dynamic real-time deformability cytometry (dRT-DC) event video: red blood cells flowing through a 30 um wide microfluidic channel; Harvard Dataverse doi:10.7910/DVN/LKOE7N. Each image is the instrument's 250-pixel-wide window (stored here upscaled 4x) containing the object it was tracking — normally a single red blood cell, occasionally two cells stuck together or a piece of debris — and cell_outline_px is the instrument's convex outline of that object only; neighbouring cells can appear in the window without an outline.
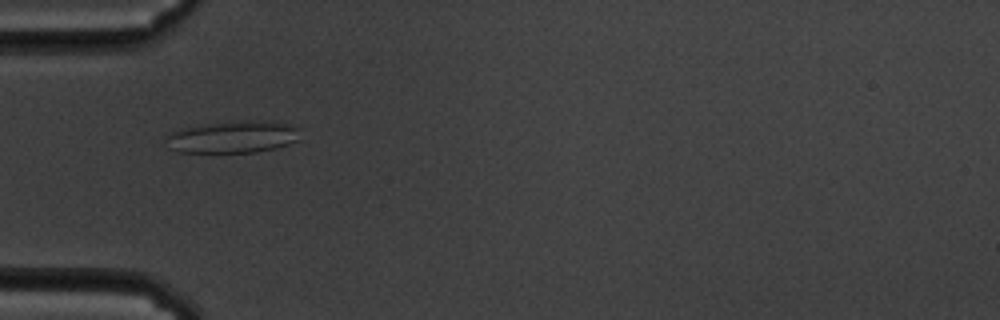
{"species": "common noctule bat (a hibernating species)", "species_latin": "Nyctalus noctula", "temperature_condition": "cold", "stored_images_in_passage": 57, "camera_frame_rate_fps": 3000, "um_per_image_px": 0.085, "animal": {"sex": "male", "body_mass_g": 19.5, "forearm_length_mm": 54.6}, "frame": {"image": 1, "passage_image": 18, "time_ms": 5.667, "image_size_px": [1000, 320], "cell_outline_px": [[300, 128], [296, 140], [288, 144], [276, 148], [256, 152], [176, 152], [168, 148], [164, 136], [180, 128], [208, 124], [244, 120], [272, 120], [288, 124]], "centroid_in_image_um": [19.77, 11.63], "position_along_channel_um": 65.2, "area_um2": 25.26}}
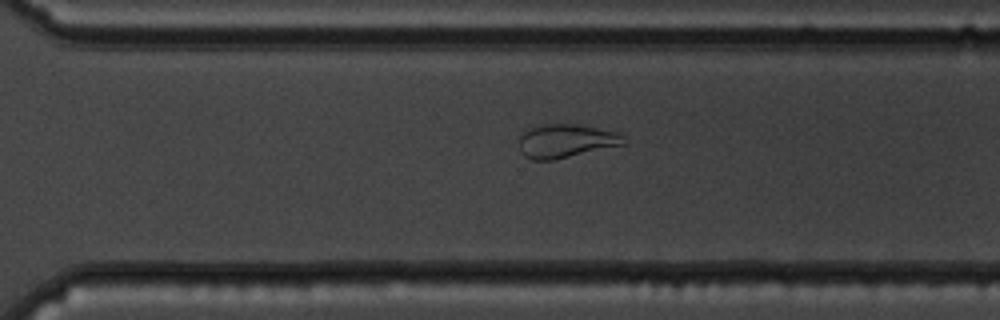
{"frame": {"image": 2, "passage_image": 40, "time_ms": 13.0, "image_size_px": [1000, 320], "cell_outline_px": [[628, 144], [552, 160], [532, 160], [524, 156], [520, 152], [520, 136], [524, 132], [532, 128], [544, 124], [576, 124], [620, 132], [624, 136]], "centroid_in_image_um": [48.16, 11.98], "position_along_channel_um": 322.4, "area_um2": 20.58}}
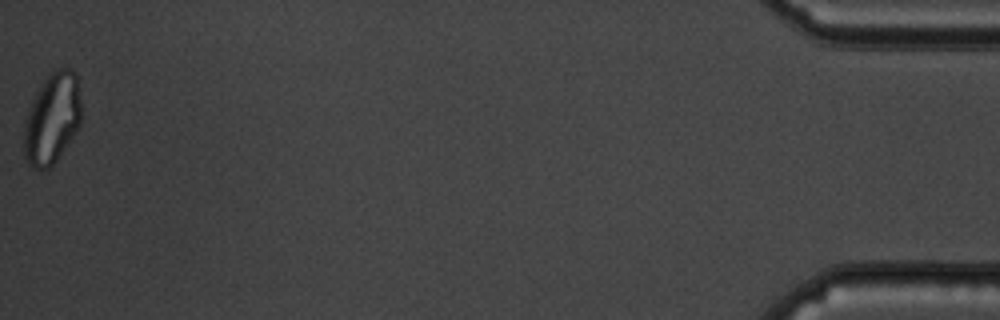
{"frame": {"image": 3, "passage_image": 57, "time_ms": 18.667, "image_size_px": [1000, 320], "cell_outline_px": [[80, 124], [76, 132], [56, 160], [48, 168], [36, 168], [28, 164], [24, 156], [24, 124], [32, 100], [40, 84], [48, 72], [52, 68], [68, 68], [76, 72], [80, 100]], "centroid_in_image_um": [4.42, 10.02], "position_along_channel_um": 430.8, "area_um2": 30.35}, "authors_computed_cell_mechanics": {"area_um2": 26.9926, "velocity_mm_per_s": 3.5278, "shape_relaxation_time_tau1_ms": null, "shape_relaxation_time_tau2_ms": 2.1307, "deformation_change_tau1": null, "deformation_change_tau2": 0.1014}}